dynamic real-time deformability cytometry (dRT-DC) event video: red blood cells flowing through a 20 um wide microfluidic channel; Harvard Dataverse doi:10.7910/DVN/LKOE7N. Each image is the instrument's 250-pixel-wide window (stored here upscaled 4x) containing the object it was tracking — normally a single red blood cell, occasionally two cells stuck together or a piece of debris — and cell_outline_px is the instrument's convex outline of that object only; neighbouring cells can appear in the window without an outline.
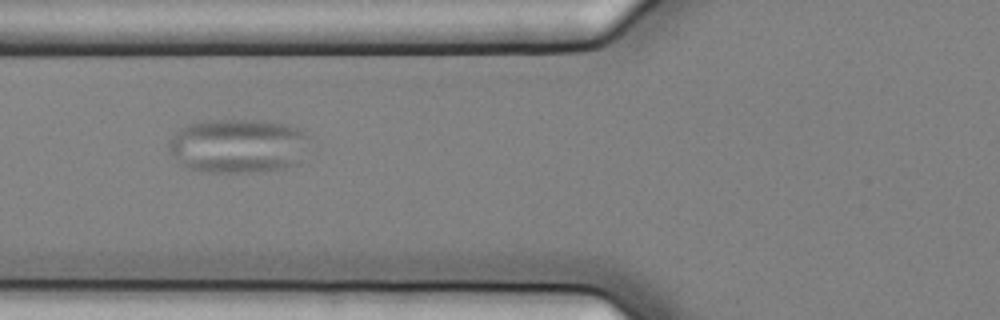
{"species": "common noctule bat (a hibernating species)", "species_latin": "Nyctalus noctula", "temperature_condition": "cold", "stored_images_in_passage": 6, "camera_frame_rate_fps": 3000, "um_per_image_px": 0.085, "animal": {"sex": "female", "body_mass_g": 25.1}, "frame": {"image": 1, "passage_image": 2, "time_ms": 0.333, "image_size_px": [1000, 320], "cell_outline_px": [[308, 136], [300, 164], [284, 168], [252, 172], [208, 172], [188, 168], [180, 164], [168, 148], [168, 140], [180, 128], [188, 124], [208, 120], [260, 120], [284, 124], [300, 128]], "centroid_in_image_um": [20.22, 12.4], "position_along_channel_um": 105.6, "area_um2": 44.56}}
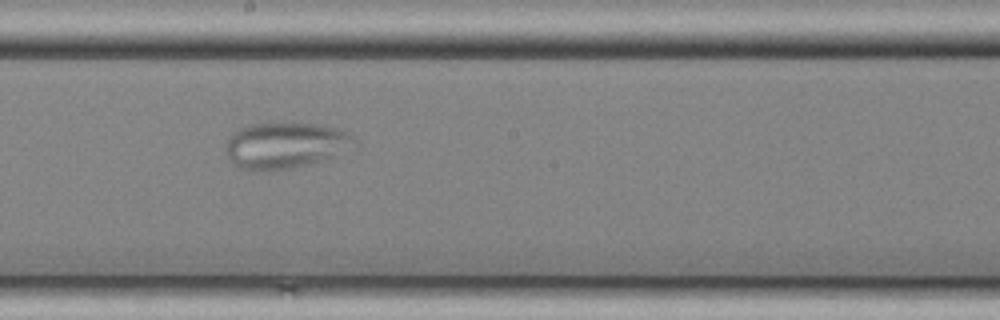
{"frame": {"image": 2, "passage_image": 5, "time_ms": 1.333, "image_size_px": [1000, 320], "cell_outline_px": [[360, 140], [332, 156], [308, 164], [288, 168], [256, 172], [252, 172], [240, 168], [228, 156], [228, 140], [232, 132], [240, 128], [252, 124], [320, 124], [336, 128], [348, 132]], "centroid_in_image_um": [24.24, 12.35], "position_along_channel_um": 224.0, "area_um2": 33.81}}